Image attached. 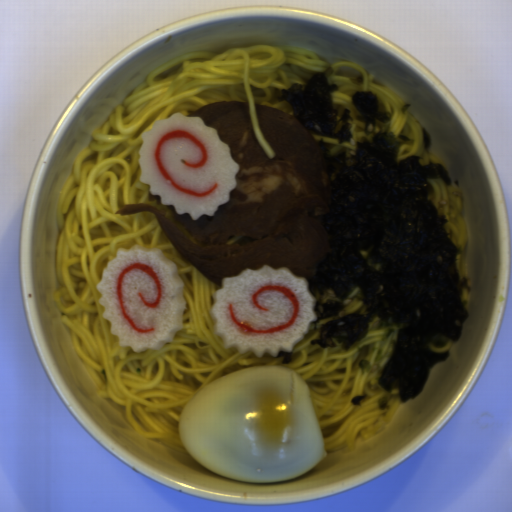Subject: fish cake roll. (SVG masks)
<instances>
[{
  "mask_svg": "<svg viewBox=\"0 0 512 512\" xmlns=\"http://www.w3.org/2000/svg\"><path fill=\"white\" fill-rule=\"evenodd\" d=\"M140 139L138 180L159 196L161 206L194 220L214 216L231 201L241 168L215 126L177 112L157 119Z\"/></svg>",
  "mask_w": 512,
  "mask_h": 512,
  "instance_id": "14b837c1",
  "label": "fish cake roll"
},
{
  "mask_svg": "<svg viewBox=\"0 0 512 512\" xmlns=\"http://www.w3.org/2000/svg\"><path fill=\"white\" fill-rule=\"evenodd\" d=\"M317 301L308 289V278L287 267L263 266L242 269L227 276L214 291L210 314L214 335L224 347L242 355L251 351L258 358L280 351L293 353L310 326L317 321Z\"/></svg>",
  "mask_w": 512,
  "mask_h": 512,
  "instance_id": "80858fc9",
  "label": "fish cake roll"
},
{
  "mask_svg": "<svg viewBox=\"0 0 512 512\" xmlns=\"http://www.w3.org/2000/svg\"><path fill=\"white\" fill-rule=\"evenodd\" d=\"M110 334L132 352L157 351L183 329L187 304L178 266L161 251L134 245L118 249L96 284Z\"/></svg>",
  "mask_w": 512,
  "mask_h": 512,
  "instance_id": "0198cecc",
  "label": "fish cake roll"
}]
</instances>
